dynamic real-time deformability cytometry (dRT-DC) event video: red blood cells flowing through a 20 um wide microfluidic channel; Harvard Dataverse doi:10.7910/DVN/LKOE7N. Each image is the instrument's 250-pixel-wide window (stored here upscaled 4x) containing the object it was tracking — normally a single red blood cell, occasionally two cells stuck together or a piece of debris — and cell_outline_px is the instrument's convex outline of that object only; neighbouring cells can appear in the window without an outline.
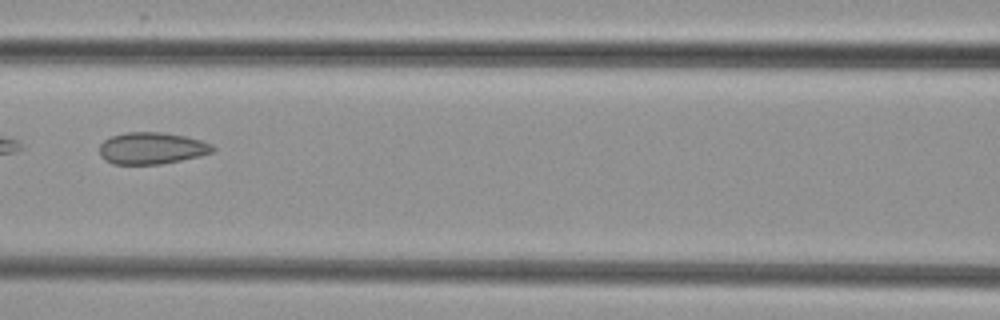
{"species": "common noctule bat (a hibernating species)", "species_latin": "Nyctalus noctula", "temperature_condition": "cold", "stored_images_in_passage": 6, "camera_frame_rate_fps": 3000, "um_per_image_px": 0.085, "animal": {"sex": "female", "body_mass_g": 29.2, "forearm_length_mm": 56.3}, "frame": {"image": 1, "passage_image": 6, "time_ms": 6.0, "image_size_px": [1000, 320], "cell_outline_px": [[216, 148], [212, 152], [200, 156], [160, 164], [112, 164], [104, 160], [100, 156], [100, 144], [104, 140], [112, 136], [124, 132], [160, 132], [188, 136], [212, 144]], "centroid_in_image_um": [12.89, 12.59], "position_along_channel_um": 153.7, "area_um2": 21.1}}